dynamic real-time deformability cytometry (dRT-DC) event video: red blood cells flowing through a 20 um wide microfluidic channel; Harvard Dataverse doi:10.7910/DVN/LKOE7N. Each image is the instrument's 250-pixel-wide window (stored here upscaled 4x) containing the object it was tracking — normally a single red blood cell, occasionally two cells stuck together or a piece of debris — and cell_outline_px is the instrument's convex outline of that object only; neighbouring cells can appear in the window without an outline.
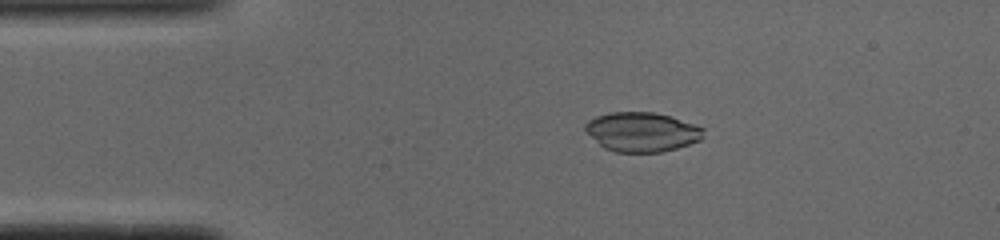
{"species": "common noctule bat (a hibernating species)", "species_latin": "Nyctalus noctula", "temperature_condition": "cold", "stored_images_in_passage": 49, "camera_frame_rate_fps": 3000, "um_per_image_px": 0.085, "animal": {"sex": "male", "body_mass_g": 19.0, "forearm_length_mm": 50.8}, "frame": {"image": 1, "passage_image": 8, "time_ms": 2.333, "image_size_px": [1000, 240], "cell_outline_px": [[704, 128], [700, 140], [676, 148], [660, 152], [616, 152], [604, 148], [584, 128], [584, 124], [588, 120], [596, 116], [608, 112], [652, 112], [668, 116]], "centroid_in_image_um": [54.52, 11.21], "position_along_channel_um": 30.5, "area_um2": 26.7}}
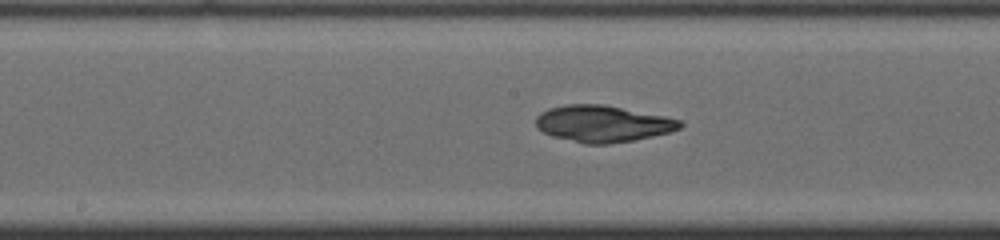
{"frame": {"image": 2, "passage_image": 24, "time_ms": 7.667, "image_size_px": [1000, 240], "cell_outline_px": [[684, 124], [680, 128], [668, 132], [652, 136], [632, 140], [608, 144], [584, 144], [552, 136], [536, 128], [536, 116], [540, 112], [548, 108], [564, 104], [600, 104], [664, 116], [680, 120]], "centroid_in_image_um": [51.17, 10.51], "position_along_channel_um": 197.0, "area_um2": 30.58}}
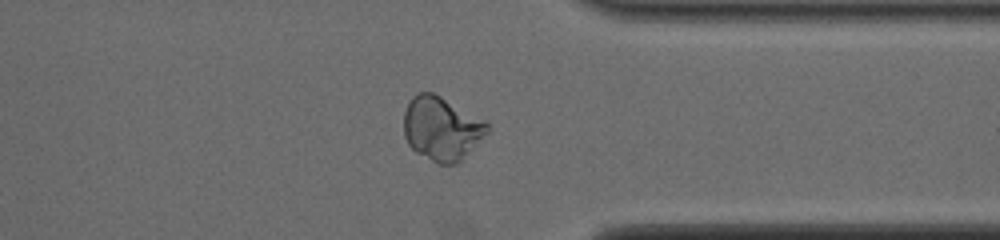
{"frame": {"image": 3, "passage_image": 38, "time_ms": 12.333, "image_size_px": [1000, 240], "cell_outline_px": [[488, 132], [456, 164], [440, 164], [416, 152], [408, 144], [404, 136], [404, 112], [412, 96], [416, 92], [432, 92], [440, 96], [484, 120], [488, 124]], "centroid_in_image_um": [37.5, 10.91], "position_along_channel_um": 373.9, "area_um2": 30.52}}